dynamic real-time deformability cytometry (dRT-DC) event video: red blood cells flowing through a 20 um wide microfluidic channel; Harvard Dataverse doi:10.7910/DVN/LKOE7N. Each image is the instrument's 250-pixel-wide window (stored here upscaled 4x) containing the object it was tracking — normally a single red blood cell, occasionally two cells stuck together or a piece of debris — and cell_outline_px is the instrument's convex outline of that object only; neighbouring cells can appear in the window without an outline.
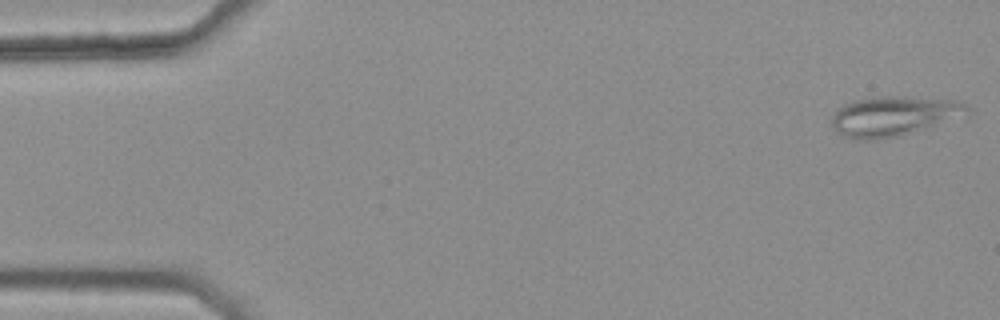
{"species": "common noctule bat (a hibernating species)", "species_latin": "Nyctalus noctula", "temperature_condition": "warm", "stored_images_in_passage": 5, "camera_frame_rate_fps": 3000, "um_per_image_px": 0.085, "animal": {"sex": "female", "body_mass_g": 25.1}, "frame": {"image": 1, "passage_image": 1, "time_ms": 0.0, "image_size_px": [1000, 320], "cell_outline_px": [[972, 112], [968, 116], [900, 136], [880, 140], [852, 140], [836, 132], [828, 120], [836, 108], [852, 100], [872, 96], [912, 96], [960, 100], [972, 108]], "centroid_in_image_um": [75.99, 9.86], "position_along_channel_um": 9.0, "area_um2": 32.95}}